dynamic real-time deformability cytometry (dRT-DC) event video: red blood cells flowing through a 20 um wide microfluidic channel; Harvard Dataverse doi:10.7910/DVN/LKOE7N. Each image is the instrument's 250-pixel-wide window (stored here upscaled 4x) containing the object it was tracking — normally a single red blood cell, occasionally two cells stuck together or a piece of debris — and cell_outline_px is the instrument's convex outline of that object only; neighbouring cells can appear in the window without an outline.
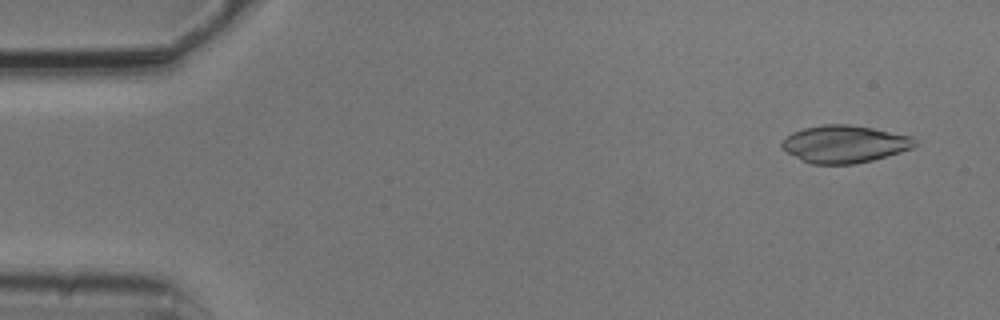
{"species": "common noctule bat (a hibernating species)", "species_latin": "Nyctalus noctula", "temperature_condition": "cold", "stored_images_in_passage": 6, "camera_frame_rate_fps": 3000, "um_per_image_px": 0.085, "animal": {"sex": "male", "body_mass_g": 20.5, "forearm_length_mm": 52.5}, "frame": {"image": 1, "passage_image": 1, "time_ms": 0.0, "image_size_px": [1000, 320], "cell_outline_px": [[916, 144], [912, 148], [900, 152], [872, 160], [852, 164], [812, 164], [788, 152], [780, 144], [792, 132], [804, 128], [824, 124], [848, 124], [872, 128], [912, 136], [916, 140]], "centroid_in_image_um": [71.81, 12.23], "position_along_channel_um": 13.2, "area_um2": 28.61}}
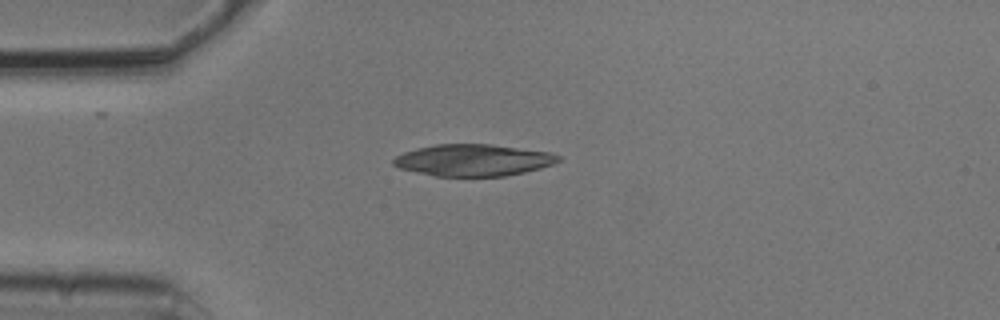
{"frame": {"image": 2, "passage_image": 4, "time_ms": 1.0, "image_size_px": [1000, 320], "cell_outline_px": [[560, 160], [552, 164], [540, 168], [524, 172], [504, 176], [436, 176], [416, 172], [400, 168], [392, 164], [392, 160], [396, 156], [404, 152], [416, 148], [436, 144], [492, 144], [552, 152], [560, 156]], "centroid_in_image_um": [40.23, 13.6], "position_along_channel_um": 44.8, "area_um2": 30.52}}